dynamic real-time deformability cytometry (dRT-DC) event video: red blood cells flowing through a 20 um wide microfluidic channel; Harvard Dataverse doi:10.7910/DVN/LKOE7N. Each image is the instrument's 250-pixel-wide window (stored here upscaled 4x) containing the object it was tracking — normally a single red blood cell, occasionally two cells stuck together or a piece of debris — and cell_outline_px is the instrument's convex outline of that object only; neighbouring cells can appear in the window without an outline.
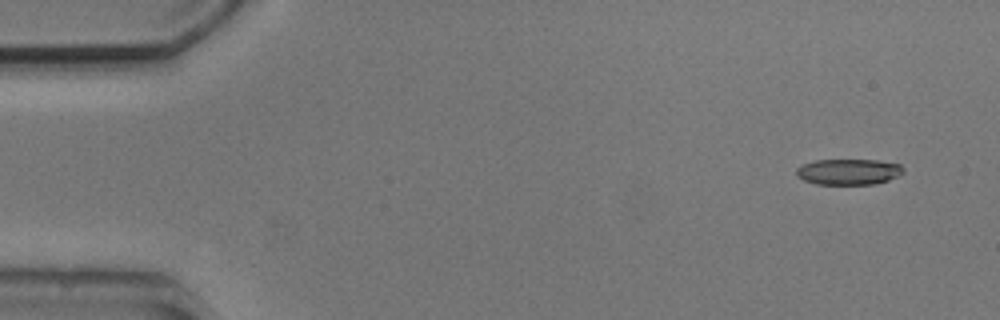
{"species": "common noctule bat (a hibernating species)", "species_latin": "Nyctalus noctula", "temperature_condition": "cold", "stored_images_in_passage": 7, "camera_frame_rate_fps": 3000, "um_per_image_px": 0.085, "animal": {"sex": "male", "body_mass_g": 20.5, "forearm_length_mm": 52.5}, "frame": {"image": 1, "passage_image": 1, "time_ms": 0.0, "image_size_px": [1000, 320], "cell_outline_px": [[904, 172], [888, 180], [876, 184], [816, 184], [804, 180], [796, 176], [796, 168], [804, 164], [816, 160], [876, 160], [900, 164], [904, 168]], "centroid_in_image_um": [72.12, 14.6], "position_along_channel_um": 12.9, "area_um2": 16.07}}
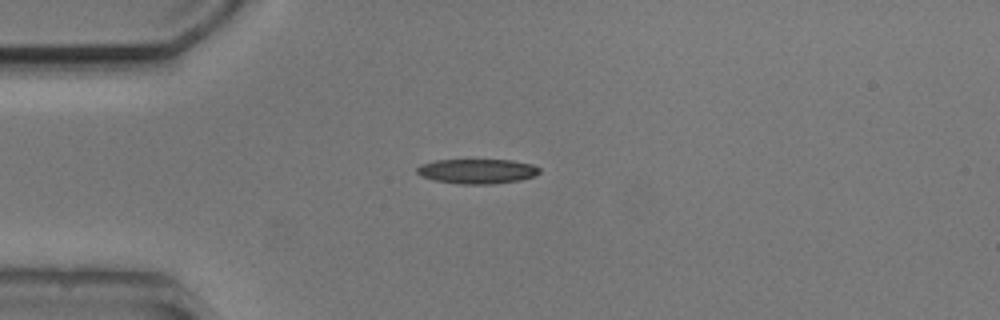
{"frame": {"image": 2, "passage_image": 4, "time_ms": 3.333, "image_size_px": [1000, 320], "cell_outline_px": [[540, 172], [536, 176], [520, 180], [492, 184], [460, 184], [436, 180], [420, 176], [416, 172], [416, 168], [420, 164], [436, 160], [512, 160], [532, 164], [540, 168]], "centroid_in_image_um": [40.57, 14.55], "position_along_channel_um": 44.4, "area_um2": 17.74}}
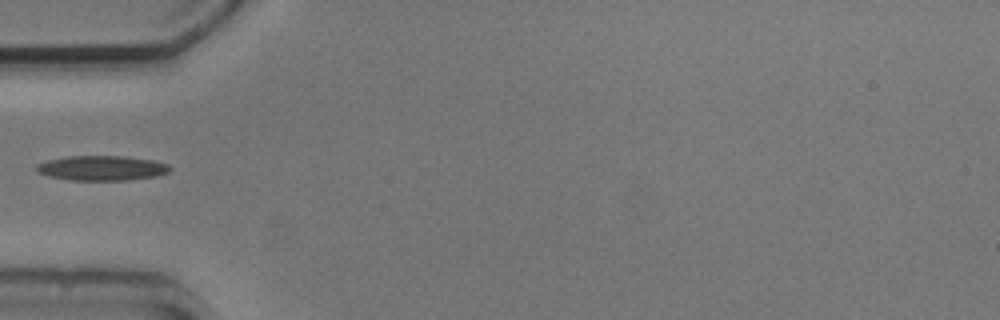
{"frame": {"image": 3, "passage_image": 5, "time_ms": 4.667, "image_size_px": [1000, 320], "cell_outline_px": [[172, 168], [168, 172], [156, 176], [128, 180], [68, 180], [48, 176], [36, 172], [36, 164], [48, 160], [64, 156], [124, 156], [152, 160], [168, 164]], "centroid_in_image_um": [8.62, 14.28], "position_along_channel_um": 76.4, "area_um2": 19.42}}